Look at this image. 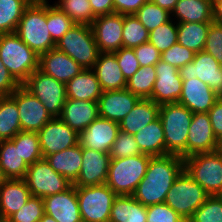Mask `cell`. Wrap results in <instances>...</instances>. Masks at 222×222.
Segmentation results:
<instances>
[{"mask_svg": "<svg viewBox=\"0 0 222 222\" xmlns=\"http://www.w3.org/2000/svg\"><path fill=\"white\" fill-rule=\"evenodd\" d=\"M39 56L56 47L47 26V0L30 4L15 32Z\"/></svg>", "mask_w": 222, "mask_h": 222, "instance_id": "7a4b0ae2", "label": "cell"}, {"mask_svg": "<svg viewBox=\"0 0 222 222\" xmlns=\"http://www.w3.org/2000/svg\"><path fill=\"white\" fill-rule=\"evenodd\" d=\"M209 196L184 169L167 192L164 203L188 221Z\"/></svg>", "mask_w": 222, "mask_h": 222, "instance_id": "8992f818", "label": "cell"}, {"mask_svg": "<svg viewBox=\"0 0 222 222\" xmlns=\"http://www.w3.org/2000/svg\"><path fill=\"white\" fill-rule=\"evenodd\" d=\"M27 0H0V34L14 33L25 9Z\"/></svg>", "mask_w": 222, "mask_h": 222, "instance_id": "d590c367", "label": "cell"}, {"mask_svg": "<svg viewBox=\"0 0 222 222\" xmlns=\"http://www.w3.org/2000/svg\"><path fill=\"white\" fill-rule=\"evenodd\" d=\"M93 14L97 16L109 15L114 13L113 0H89Z\"/></svg>", "mask_w": 222, "mask_h": 222, "instance_id": "9f6ffc18", "label": "cell"}, {"mask_svg": "<svg viewBox=\"0 0 222 222\" xmlns=\"http://www.w3.org/2000/svg\"><path fill=\"white\" fill-rule=\"evenodd\" d=\"M193 113L179 103L160 106L159 118L164 130L167 154L186 158V143Z\"/></svg>", "mask_w": 222, "mask_h": 222, "instance_id": "277c9868", "label": "cell"}, {"mask_svg": "<svg viewBox=\"0 0 222 222\" xmlns=\"http://www.w3.org/2000/svg\"><path fill=\"white\" fill-rule=\"evenodd\" d=\"M99 117L97 101L67 98L59 118L78 134Z\"/></svg>", "mask_w": 222, "mask_h": 222, "instance_id": "cb8c5ba5", "label": "cell"}, {"mask_svg": "<svg viewBox=\"0 0 222 222\" xmlns=\"http://www.w3.org/2000/svg\"><path fill=\"white\" fill-rule=\"evenodd\" d=\"M55 172L72 184L77 180L82 165V146L77 145L45 157Z\"/></svg>", "mask_w": 222, "mask_h": 222, "instance_id": "f1b7e54d", "label": "cell"}, {"mask_svg": "<svg viewBox=\"0 0 222 222\" xmlns=\"http://www.w3.org/2000/svg\"><path fill=\"white\" fill-rule=\"evenodd\" d=\"M219 141L215 137L208 113H194L186 143V157L198 153L218 150Z\"/></svg>", "mask_w": 222, "mask_h": 222, "instance_id": "ac0fdd59", "label": "cell"}, {"mask_svg": "<svg viewBox=\"0 0 222 222\" xmlns=\"http://www.w3.org/2000/svg\"><path fill=\"white\" fill-rule=\"evenodd\" d=\"M30 4L39 2L40 0H27Z\"/></svg>", "mask_w": 222, "mask_h": 222, "instance_id": "be15d7a7", "label": "cell"}, {"mask_svg": "<svg viewBox=\"0 0 222 222\" xmlns=\"http://www.w3.org/2000/svg\"><path fill=\"white\" fill-rule=\"evenodd\" d=\"M39 69L66 84L84 68L56 47L40 55Z\"/></svg>", "mask_w": 222, "mask_h": 222, "instance_id": "603a6c76", "label": "cell"}, {"mask_svg": "<svg viewBox=\"0 0 222 222\" xmlns=\"http://www.w3.org/2000/svg\"><path fill=\"white\" fill-rule=\"evenodd\" d=\"M203 51L210 54L222 66V23L214 21L210 23Z\"/></svg>", "mask_w": 222, "mask_h": 222, "instance_id": "c3c4849f", "label": "cell"}, {"mask_svg": "<svg viewBox=\"0 0 222 222\" xmlns=\"http://www.w3.org/2000/svg\"><path fill=\"white\" fill-rule=\"evenodd\" d=\"M147 207L132 195H117L112 203L109 222H147Z\"/></svg>", "mask_w": 222, "mask_h": 222, "instance_id": "d6a6232c", "label": "cell"}, {"mask_svg": "<svg viewBox=\"0 0 222 222\" xmlns=\"http://www.w3.org/2000/svg\"><path fill=\"white\" fill-rule=\"evenodd\" d=\"M209 28L210 23H177V42L194 53L203 51Z\"/></svg>", "mask_w": 222, "mask_h": 222, "instance_id": "836d02e7", "label": "cell"}, {"mask_svg": "<svg viewBox=\"0 0 222 222\" xmlns=\"http://www.w3.org/2000/svg\"><path fill=\"white\" fill-rule=\"evenodd\" d=\"M82 222H109L117 194L106 184L76 187Z\"/></svg>", "mask_w": 222, "mask_h": 222, "instance_id": "9c48e42d", "label": "cell"}, {"mask_svg": "<svg viewBox=\"0 0 222 222\" xmlns=\"http://www.w3.org/2000/svg\"><path fill=\"white\" fill-rule=\"evenodd\" d=\"M47 0V26L51 38L57 43L75 23L55 4H48Z\"/></svg>", "mask_w": 222, "mask_h": 222, "instance_id": "b9f144b4", "label": "cell"}, {"mask_svg": "<svg viewBox=\"0 0 222 222\" xmlns=\"http://www.w3.org/2000/svg\"><path fill=\"white\" fill-rule=\"evenodd\" d=\"M102 94L99 81L93 69H84L66 83L67 98L97 101Z\"/></svg>", "mask_w": 222, "mask_h": 222, "instance_id": "f546056e", "label": "cell"}, {"mask_svg": "<svg viewBox=\"0 0 222 222\" xmlns=\"http://www.w3.org/2000/svg\"><path fill=\"white\" fill-rule=\"evenodd\" d=\"M154 2L156 5L160 6L161 8H164L168 10L170 13L174 10L176 3L179 0H151Z\"/></svg>", "mask_w": 222, "mask_h": 222, "instance_id": "680465c9", "label": "cell"}, {"mask_svg": "<svg viewBox=\"0 0 222 222\" xmlns=\"http://www.w3.org/2000/svg\"><path fill=\"white\" fill-rule=\"evenodd\" d=\"M156 81L150 100L157 104L177 103L182 92L183 80L179 70L162 60L155 65Z\"/></svg>", "mask_w": 222, "mask_h": 222, "instance_id": "2e32d148", "label": "cell"}, {"mask_svg": "<svg viewBox=\"0 0 222 222\" xmlns=\"http://www.w3.org/2000/svg\"><path fill=\"white\" fill-rule=\"evenodd\" d=\"M218 150L222 153V138L219 140Z\"/></svg>", "mask_w": 222, "mask_h": 222, "instance_id": "6125c7cd", "label": "cell"}, {"mask_svg": "<svg viewBox=\"0 0 222 222\" xmlns=\"http://www.w3.org/2000/svg\"><path fill=\"white\" fill-rule=\"evenodd\" d=\"M120 130L119 123L98 117L79 133V144L88 149L109 153Z\"/></svg>", "mask_w": 222, "mask_h": 222, "instance_id": "d6986e66", "label": "cell"}, {"mask_svg": "<svg viewBox=\"0 0 222 222\" xmlns=\"http://www.w3.org/2000/svg\"><path fill=\"white\" fill-rule=\"evenodd\" d=\"M141 67L155 66L161 60V53L149 42L133 48Z\"/></svg>", "mask_w": 222, "mask_h": 222, "instance_id": "816d5d0a", "label": "cell"}, {"mask_svg": "<svg viewBox=\"0 0 222 222\" xmlns=\"http://www.w3.org/2000/svg\"><path fill=\"white\" fill-rule=\"evenodd\" d=\"M149 155L111 158L105 182L117 195H132L146 174Z\"/></svg>", "mask_w": 222, "mask_h": 222, "instance_id": "5b68a950", "label": "cell"}, {"mask_svg": "<svg viewBox=\"0 0 222 222\" xmlns=\"http://www.w3.org/2000/svg\"><path fill=\"white\" fill-rule=\"evenodd\" d=\"M123 47L134 48L148 42L149 31L134 15H124Z\"/></svg>", "mask_w": 222, "mask_h": 222, "instance_id": "60d3db41", "label": "cell"}, {"mask_svg": "<svg viewBox=\"0 0 222 222\" xmlns=\"http://www.w3.org/2000/svg\"><path fill=\"white\" fill-rule=\"evenodd\" d=\"M160 104L150 99H140L119 122L120 130L134 135L159 117Z\"/></svg>", "mask_w": 222, "mask_h": 222, "instance_id": "83f0119b", "label": "cell"}, {"mask_svg": "<svg viewBox=\"0 0 222 222\" xmlns=\"http://www.w3.org/2000/svg\"><path fill=\"white\" fill-rule=\"evenodd\" d=\"M0 167L7 179H24L29 166L19 153V133L0 141Z\"/></svg>", "mask_w": 222, "mask_h": 222, "instance_id": "4316f807", "label": "cell"}, {"mask_svg": "<svg viewBox=\"0 0 222 222\" xmlns=\"http://www.w3.org/2000/svg\"><path fill=\"white\" fill-rule=\"evenodd\" d=\"M171 16L176 17L177 23H211L213 21V0H179Z\"/></svg>", "mask_w": 222, "mask_h": 222, "instance_id": "1f68e13d", "label": "cell"}, {"mask_svg": "<svg viewBox=\"0 0 222 222\" xmlns=\"http://www.w3.org/2000/svg\"><path fill=\"white\" fill-rule=\"evenodd\" d=\"M155 66L141 67L127 80L126 89L140 99H149L156 81Z\"/></svg>", "mask_w": 222, "mask_h": 222, "instance_id": "8d00e7d4", "label": "cell"}, {"mask_svg": "<svg viewBox=\"0 0 222 222\" xmlns=\"http://www.w3.org/2000/svg\"><path fill=\"white\" fill-rule=\"evenodd\" d=\"M134 137L142 154L151 157L167 155L164 130L159 117L135 133Z\"/></svg>", "mask_w": 222, "mask_h": 222, "instance_id": "4dcf8cb0", "label": "cell"}, {"mask_svg": "<svg viewBox=\"0 0 222 222\" xmlns=\"http://www.w3.org/2000/svg\"><path fill=\"white\" fill-rule=\"evenodd\" d=\"M37 133L43 158L79 143V134L59 117H53Z\"/></svg>", "mask_w": 222, "mask_h": 222, "instance_id": "4fadbf2b", "label": "cell"}, {"mask_svg": "<svg viewBox=\"0 0 222 222\" xmlns=\"http://www.w3.org/2000/svg\"><path fill=\"white\" fill-rule=\"evenodd\" d=\"M212 130L218 141L222 138V97H219L214 106L208 111Z\"/></svg>", "mask_w": 222, "mask_h": 222, "instance_id": "db71d44e", "label": "cell"}, {"mask_svg": "<svg viewBox=\"0 0 222 222\" xmlns=\"http://www.w3.org/2000/svg\"><path fill=\"white\" fill-rule=\"evenodd\" d=\"M102 91L122 90L126 88L125 79L114 53L100 52L94 67Z\"/></svg>", "mask_w": 222, "mask_h": 222, "instance_id": "d4e9b609", "label": "cell"}, {"mask_svg": "<svg viewBox=\"0 0 222 222\" xmlns=\"http://www.w3.org/2000/svg\"><path fill=\"white\" fill-rule=\"evenodd\" d=\"M20 84L12 77L0 60V97L10 96Z\"/></svg>", "mask_w": 222, "mask_h": 222, "instance_id": "f5cc1de1", "label": "cell"}, {"mask_svg": "<svg viewBox=\"0 0 222 222\" xmlns=\"http://www.w3.org/2000/svg\"><path fill=\"white\" fill-rule=\"evenodd\" d=\"M134 16L149 32L172 18L168 10L161 8L151 0L147 1Z\"/></svg>", "mask_w": 222, "mask_h": 222, "instance_id": "f35d334b", "label": "cell"}, {"mask_svg": "<svg viewBox=\"0 0 222 222\" xmlns=\"http://www.w3.org/2000/svg\"><path fill=\"white\" fill-rule=\"evenodd\" d=\"M19 153L28 166L43 158L37 132H19Z\"/></svg>", "mask_w": 222, "mask_h": 222, "instance_id": "ee69618b", "label": "cell"}, {"mask_svg": "<svg viewBox=\"0 0 222 222\" xmlns=\"http://www.w3.org/2000/svg\"><path fill=\"white\" fill-rule=\"evenodd\" d=\"M213 21L222 23V0H213Z\"/></svg>", "mask_w": 222, "mask_h": 222, "instance_id": "6f0895ef", "label": "cell"}, {"mask_svg": "<svg viewBox=\"0 0 222 222\" xmlns=\"http://www.w3.org/2000/svg\"><path fill=\"white\" fill-rule=\"evenodd\" d=\"M0 60L22 85L39 68L40 56L14 32L0 34Z\"/></svg>", "mask_w": 222, "mask_h": 222, "instance_id": "3957f363", "label": "cell"}, {"mask_svg": "<svg viewBox=\"0 0 222 222\" xmlns=\"http://www.w3.org/2000/svg\"><path fill=\"white\" fill-rule=\"evenodd\" d=\"M25 181L32 196L45 198L67 190L72 183L54 171L45 158H42L27 169Z\"/></svg>", "mask_w": 222, "mask_h": 222, "instance_id": "8fae6325", "label": "cell"}, {"mask_svg": "<svg viewBox=\"0 0 222 222\" xmlns=\"http://www.w3.org/2000/svg\"><path fill=\"white\" fill-rule=\"evenodd\" d=\"M195 53L176 42L168 50L161 54V60L171 64L178 70L193 61Z\"/></svg>", "mask_w": 222, "mask_h": 222, "instance_id": "7dc6e473", "label": "cell"}, {"mask_svg": "<svg viewBox=\"0 0 222 222\" xmlns=\"http://www.w3.org/2000/svg\"><path fill=\"white\" fill-rule=\"evenodd\" d=\"M45 214L57 222H82L76 187L72 184L67 190L43 198Z\"/></svg>", "mask_w": 222, "mask_h": 222, "instance_id": "ffe728a7", "label": "cell"}, {"mask_svg": "<svg viewBox=\"0 0 222 222\" xmlns=\"http://www.w3.org/2000/svg\"><path fill=\"white\" fill-rule=\"evenodd\" d=\"M20 131L16 101L11 96L0 97V141L11 140Z\"/></svg>", "mask_w": 222, "mask_h": 222, "instance_id": "e575fe53", "label": "cell"}, {"mask_svg": "<svg viewBox=\"0 0 222 222\" xmlns=\"http://www.w3.org/2000/svg\"><path fill=\"white\" fill-rule=\"evenodd\" d=\"M184 170V159L175 155L150 157L147 171L132 196L148 207L164 203L167 192Z\"/></svg>", "mask_w": 222, "mask_h": 222, "instance_id": "6da1fadb", "label": "cell"}, {"mask_svg": "<svg viewBox=\"0 0 222 222\" xmlns=\"http://www.w3.org/2000/svg\"><path fill=\"white\" fill-rule=\"evenodd\" d=\"M220 96L197 77L183 80L181 96L177 103L194 113H208Z\"/></svg>", "mask_w": 222, "mask_h": 222, "instance_id": "44dd1931", "label": "cell"}, {"mask_svg": "<svg viewBox=\"0 0 222 222\" xmlns=\"http://www.w3.org/2000/svg\"><path fill=\"white\" fill-rule=\"evenodd\" d=\"M172 19L174 20L171 18L168 22L149 32L148 42L161 54L174 45L178 39L177 21L174 22Z\"/></svg>", "mask_w": 222, "mask_h": 222, "instance_id": "ab89813d", "label": "cell"}, {"mask_svg": "<svg viewBox=\"0 0 222 222\" xmlns=\"http://www.w3.org/2000/svg\"><path fill=\"white\" fill-rule=\"evenodd\" d=\"M7 180L5 177L2 168L0 167V186Z\"/></svg>", "mask_w": 222, "mask_h": 222, "instance_id": "94428289", "label": "cell"}, {"mask_svg": "<svg viewBox=\"0 0 222 222\" xmlns=\"http://www.w3.org/2000/svg\"><path fill=\"white\" fill-rule=\"evenodd\" d=\"M142 154L135 137L122 130L118 131V135L110 149L109 155L111 158H125Z\"/></svg>", "mask_w": 222, "mask_h": 222, "instance_id": "bcb514c9", "label": "cell"}, {"mask_svg": "<svg viewBox=\"0 0 222 222\" xmlns=\"http://www.w3.org/2000/svg\"><path fill=\"white\" fill-rule=\"evenodd\" d=\"M22 85L43 103L52 117L61 115L67 99L66 84L38 68Z\"/></svg>", "mask_w": 222, "mask_h": 222, "instance_id": "30bf717a", "label": "cell"}, {"mask_svg": "<svg viewBox=\"0 0 222 222\" xmlns=\"http://www.w3.org/2000/svg\"><path fill=\"white\" fill-rule=\"evenodd\" d=\"M184 169L209 195H222V153L219 150L184 158Z\"/></svg>", "mask_w": 222, "mask_h": 222, "instance_id": "ba28073f", "label": "cell"}, {"mask_svg": "<svg viewBox=\"0 0 222 222\" xmlns=\"http://www.w3.org/2000/svg\"><path fill=\"white\" fill-rule=\"evenodd\" d=\"M10 96L17 104L21 131L38 132L53 118L43 103L23 85Z\"/></svg>", "mask_w": 222, "mask_h": 222, "instance_id": "7c38bea8", "label": "cell"}, {"mask_svg": "<svg viewBox=\"0 0 222 222\" xmlns=\"http://www.w3.org/2000/svg\"><path fill=\"white\" fill-rule=\"evenodd\" d=\"M114 13L134 15L149 0H113Z\"/></svg>", "mask_w": 222, "mask_h": 222, "instance_id": "11a10c76", "label": "cell"}, {"mask_svg": "<svg viewBox=\"0 0 222 222\" xmlns=\"http://www.w3.org/2000/svg\"><path fill=\"white\" fill-rule=\"evenodd\" d=\"M110 161L109 153L82 147V165L73 185L88 187L105 184Z\"/></svg>", "mask_w": 222, "mask_h": 222, "instance_id": "e0dca14e", "label": "cell"}, {"mask_svg": "<svg viewBox=\"0 0 222 222\" xmlns=\"http://www.w3.org/2000/svg\"><path fill=\"white\" fill-rule=\"evenodd\" d=\"M124 15L97 16L90 25L100 52L113 53L123 47Z\"/></svg>", "mask_w": 222, "mask_h": 222, "instance_id": "9a60e30c", "label": "cell"}, {"mask_svg": "<svg viewBox=\"0 0 222 222\" xmlns=\"http://www.w3.org/2000/svg\"><path fill=\"white\" fill-rule=\"evenodd\" d=\"M126 80L132 77L140 68L133 48L121 47L113 52Z\"/></svg>", "mask_w": 222, "mask_h": 222, "instance_id": "f907efd6", "label": "cell"}, {"mask_svg": "<svg viewBox=\"0 0 222 222\" xmlns=\"http://www.w3.org/2000/svg\"><path fill=\"white\" fill-rule=\"evenodd\" d=\"M54 4L75 24L91 25L96 18L89 0H58Z\"/></svg>", "mask_w": 222, "mask_h": 222, "instance_id": "74e56055", "label": "cell"}, {"mask_svg": "<svg viewBox=\"0 0 222 222\" xmlns=\"http://www.w3.org/2000/svg\"><path fill=\"white\" fill-rule=\"evenodd\" d=\"M45 214L43 198L30 196L26 204L17 212L10 215L6 221L8 222H39Z\"/></svg>", "mask_w": 222, "mask_h": 222, "instance_id": "f6af8a7d", "label": "cell"}, {"mask_svg": "<svg viewBox=\"0 0 222 222\" xmlns=\"http://www.w3.org/2000/svg\"><path fill=\"white\" fill-rule=\"evenodd\" d=\"M147 222H187L166 203L147 207Z\"/></svg>", "mask_w": 222, "mask_h": 222, "instance_id": "681fc988", "label": "cell"}, {"mask_svg": "<svg viewBox=\"0 0 222 222\" xmlns=\"http://www.w3.org/2000/svg\"><path fill=\"white\" fill-rule=\"evenodd\" d=\"M182 80L198 78L222 97V66L210 54L195 53L193 61L179 69Z\"/></svg>", "mask_w": 222, "mask_h": 222, "instance_id": "5bb4252c", "label": "cell"}, {"mask_svg": "<svg viewBox=\"0 0 222 222\" xmlns=\"http://www.w3.org/2000/svg\"><path fill=\"white\" fill-rule=\"evenodd\" d=\"M25 179H7L0 186V220L17 212L30 198Z\"/></svg>", "mask_w": 222, "mask_h": 222, "instance_id": "484cf974", "label": "cell"}, {"mask_svg": "<svg viewBox=\"0 0 222 222\" xmlns=\"http://www.w3.org/2000/svg\"><path fill=\"white\" fill-rule=\"evenodd\" d=\"M187 222H222V195H210Z\"/></svg>", "mask_w": 222, "mask_h": 222, "instance_id": "7bdbcfd3", "label": "cell"}, {"mask_svg": "<svg viewBox=\"0 0 222 222\" xmlns=\"http://www.w3.org/2000/svg\"><path fill=\"white\" fill-rule=\"evenodd\" d=\"M56 48L84 69H92L100 54L91 26L85 24H75L56 43Z\"/></svg>", "mask_w": 222, "mask_h": 222, "instance_id": "52a82bcc", "label": "cell"}, {"mask_svg": "<svg viewBox=\"0 0 222 222\" xmlns=\"http://www.w3.org/2000/svg\"><path fill=\"white\" fill-rule=\"evenodd\" d=\"M39 222H57L53 217L44 214L43 217L39 220Z\"/></svg>", "mask_w": 222, "mask_h": 222, "instance_id": "91938a15", "label": "cell"}, {"mask_svg": "<svg viewBox=\"0 0 222 222\" xmlns=\"http://www.w3.org/2000/svg\"><path fill=\"white\" fill-rule=\"evenodd\" d=\"M140 98L126 88L102 91L98 99L99 117L120 122L135 106Z\"/></svg>", "mask_w": 222, "mask_h": 222, "instance_id": "7402d4cb", "label": "cell"}]
</instances>
